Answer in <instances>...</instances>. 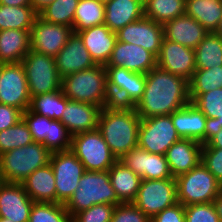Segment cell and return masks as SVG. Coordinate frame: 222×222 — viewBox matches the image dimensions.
I'll return each instance as SVG.
<instances>
[{
	"mask_svg": "<svg viewBox=\"0 0 222 222\" xmlns=\"http://www.w3.org/2000/svg\"><path fill=\"white\" fill-rule=\"evenodd\" d=\"M190 102L189 81L156 66L146 74L143 96L134 108L146 119L170 115Z\"/></svg>",
	"mask_w": 222,
	"mask_h": 222,
	"instance_id": "cell-1",
	"label": "cell"
},
{
	"mask_svg": "<svg viewBox=\"0 0 222 222\" xmlns=\"http://www.w3.org/2000/svg\"><path fill=\"white\" fill-rule=\"evenodd\" d=\"M140 122L133 106L110 104L101 109L97 129L117 160L138 146Z\"/></svg>",
	"mask_w": 222,
	"mask_h": 222,
	"instance_id": "cell-2",
	"label": "cell"
},
{
	"mask_svg": "<svg viewBox=\"0 0 222 222\" xmlns=\"http://www.w3.org/2000/svg\"><path fill=\"white\" fill-rule=\"evenodd\" d=\"M61 90L69 100L90 103L101 108L112 104L104 65L97 64L90 69L65 76L62 78Z\"/></svg>",
	"mask_w": 222,
	"mask_h": 222,
	"instance_id": "cell-3",
	"label": "cell"
},
{
	"mask_svg": "<svg viewBox=\"0 0 222 222\" xmlns=\"http://www.w3.org/2000/svg\"><path fill=\"white\" fill-rule=\"evenodd\" d=\"M122 203L112 187L108 171H85L79 186L64 204L71 218L96 204Z\"/></svg>",
	"mask_w": 222,
	"mask_h": 222,
	"instance_id": "cell-4",
	"label": "cell"
},
{
	"mask_svg": "<svg viewBox=\"0 0 222 222\" xmlns=\"http://www.w3.org/2000/svg\"><path fill=\"white\" fill-rule=\"evenodd\" d=\"M51 154L42 143L35 141L3 153L0 155L3 181L21 183L36 169L47 166Z\"/></svg>",
	"mask_w": 222,
	"mask_h": 222,
	"instance_id": "cell-5",
	"label": "cell"
},
{
	"mask_svg": "<svg viewBox=\"0 0 222 222\" xmlns=\"http://www.w3.org/2000/svg\"><path fill=\"white\" fill-rule=\"evenodd\" d=\"M175 180L177 201L184 206L212 203L222 192V184L202 162L189 172L179 175Z\"/></svg>",
	"mask_w": 222,
	"mask_h": 222,
	"instance_id": "cell-6",
	"label": "cell"
},
{
	"mask_svg": "<svg viewBox=\"0 0 222 222\" xmlns=\"http://www.w3.org/2000/svg\"><path fill=\"white\" fill-rule=\"evenodd\" d=\"M71 151L85 171H108L118 161L98 129L72 136Z\"/></svg>",
	"mask_w": 222,
	"mask_h": 222,
	"instance_id": "cell-7",
	"label": "cell"
},
{
	"mask_svg": "<svg viewBox=\"0 0 222 222\" xmlns=\"http://www.w3.org/2000/svg\"><path fill=\"white\" fill-rule=\"evenodd\" d=\"M24 66L31 98L61 90L62 78L55 58L30 50L21 61Z\"/></svg>",
	"mask_w": 222,
	"mask_h": 222,
	"instance_id": "cell-8",
	"label": "cell"
},
{
	"mask_svg": "<svg viewBox=\"0 0 222 222\" xmlns=\"http://www.w3.org/2000/svg\"><path fill=\"white\" fill-rule=\"evenodd\" d=\"M107 90L112 104L135 106L142 98L146 84V74L127 70L123 67L104 66Z\"/></svg>",
	"mask_w": 222,
	"mask_h": 222,
	"instance_id": "cell-9",
	"label": "cell"
},
{
	"mask_svg": "<svg viewBox=\"0 0 222 222\" xmlns=\"http://www.w3.org/2000/svg\"><path fill=\"white\" fill-rule=\"evenodd\" d=\"M22 119L31 132L33 141L42 143L51 153L71 150L72 135L60 120L32 112H23Z\"/></svg>",
	"mask_w": 222,
	"mask_h": 222,
	"instance_id": "cell-10",
	"label": "cell"
},
{
	"mask_svg": "<svg viewBox=\"0 0 222 222\" xmlns=\"http://www.w3.org/2000/svg\"><path fill=\"white\" fill-rule=\"evenodd\" d=\"M171 114L141 119L138 147L152 154L165 155L169 147L180 140Z\"/></svg>",
	"mask_w": 222,
	"mask_h": 222,
	"instance_id": "cell-11",
	"label": "cell"
},
{
	"mask_svg": "<svg viewBox=\"0 0 222 222\" xmlns=\"http://www.w3.org/2000/svg\"><path fill=\"white\" fill-rule=\"evenodd\" d=\"M133 203L150 219L177 201L175 178L142 180Z\"/></svg>",
	"mask_w": 222,
	"mask_h": 222,
	"instance_id": "cell-12",
	"label": "cell"
},
{
	"mask_svg": "<svg viewBox=\"0 0 222 222\" xmlns=\"http://www.w3.org/2000/svg\"><path fill=\"white\" fill-rule=\"evenodd\" d=\"M50 165L55 176L56 203L65 204L79 186L84 165L71 150L52 153Z\"/></svg>",
	"mask_w": 222,
	"mask_h": 222,
	"instance_id": "cell-13",
	"label": "cell"
},
{
	"mask_svg": "<svg viewBox=\"0 0 222 222\" xmlns=\"http://www.w3.org/2000/svg\"><path fill=\"white\" fill-rule=\"evenodd\" d=\"M30 103L31 96L22 63H1L0 104L13 106L24 112L30 107Z\"/></svg>",
	"mask_w": 222,
	"mask_h": 222,
	"instance_id": "cell-14",
	"label": "cell"
},
{
	"mask_svg": "<svg viewBox=\"0 0 222 222\" xmlns=\"http://www.w3.org/2000/svg\"><path fill=\"white\" fill-rule=\"evenodd\" d=\"M73 32L72 27L50 23L37 16L30 30L31 50L55 57Z\"/></svg>",
	"mask_w": 222,
	"mask_h": 222,
	"instance_id": "cell-15",
	"label": "cell"
},
{
	"mask_svg": "<svg viewBox=\"0 0 222 222\" xmlns=\"http://www.w3.org/2000/svg\"><path fill=\"white\" fill-rule=\"evenodd\" d=\"M157 66L190 81L196 70L194 49L163 38Z\"/></svg>",
	"mask_w": 222,
	"mask_h": 222,
	"instance_id": "cell-16",
	"label": "cell"
},
{
	"mask_svg": "<svg viewBox=\"0 0 222 222\" xmlns=\"http://www.w3.org/2000/svg\"><path fill=\"white\" fill-rule=\"evenodd\" d=\"M118 161L139 175L142 180L173 178L165 155L152 154L138 146L126 152Z\"/></svg>",
	"mask_w": 222,
	"mask_h": 222,
	"instance_id": "cell-17",
	"label": "cell"
},
{
	"mask_svg": "<svg viewBox=\"0 0 222 222\" xmlns=\"http://www.w3.org/2000/svg\"><path fill=\"white\" fill-rule=\"evenodd\" d=\"M116 33L118 41L139 45L157 57L164 38V27L152 19L143 17L127 24Z\"/></svg>",
	"mask_w": 222,
	"mask_h": 222,
	"instance_id": "cell-18",
	"label": "cell"
},
{
	"mask_svg": "<svg viewBox=\"0 0 222 222\" xmlns=\"http://www.w3.org/2000/svg\"><path fill=\"white\" fill-rule=\"evenodd\" d=\"M104 66L123 67L133 72L147 74L157 66V57L139 45L117 40L111 57Z\"/></svg>",
	"mask_w": 222,
	"mask_h": 222,
	"instance_id": "cell-19",
	"label": "cell"
},
{
	"mask_svg": "<svg viewBox=\"0 0 222 222\" xmlns=\"http://www.w3.org/2000/svg\"><path fill=\"white\" fill-rule=\"evenodd\" d=\"M33 203L22 183L4 182L0 186V217L14 222H29Z\"/></svg>",
	"mask_w": 222,
	"mask_h": 222,
	"instance_id": "cell-20",
	"label": "cell"
},
{
	"mask_svg": "<svg viewBox=\"0 0 222 222\" xmlns=\"http://www.w3.org/2000/svg\"><path fill=\"white\" fill-rule=\"evenodd\" d=\"M171 119L175 129L183 139H193L204 144L210 134L208 118L191 102L174 111Z\"/></svg>",
	"mask_w": 222,
	"mask_h": 222,
	"instance_id": "cell-21",
	"label": "cell"
},
{
	"mask_svg": "<svg viewBox=\"0 0 222 222\" xmlns=\"http://www.w3.org/2000/svg\"><path fill=\"white\" fill-rule=\"evenodd\" d=\"M54 58L61 78L97 65L91 58L80 36L75 32Z\"/></svg>",
	"mask_w": 222,
	"mask_h": 222,
	"instance_id": "cell-22",
	"label": "cell"
},
{
	"mask_svg": "<svg viewBox=\"0 0 222 222\" xmlns=\"http://www.w3.org/2000/svg\"><path fill=\"white\" fill-rule=\"evenodd\" d=\"M101 109L100 106L90 103L68 100L60 121L72 136L92 131L98 127Z\"/></svg>",
	"mask_w": 222,
	"mask_h": 222,
	"instance_id": "cell-23",
	"label": "cell"
},
{
	"mask_svg": "<svg viewBox=\"0 0 222 222\" xmlns=\"http://www.w3.org/2000/svg\"><path fill=\"white\" fill-rule=\"evenodd\" d=\"M202 145L193 139L181 138L169 147L165 158L173 178L189 172L201 162Z\"/></svg>",
	"mask_w": 222,
	"mask_h": 222,
	"instance_id": "cell-24",
	"label": "cell"
},
{
	"mask_svg": "<svg viewBox=\"0 0 222 222\" xmlns=\"http://www.w3.org/2000/svg\"><path fill=\"white\" fill-rule=\"evenodd\" d=\"M77 33L96 64L106 65L117 42V33L105 24L92 26Z\"/></svg>",
	"mask_w": 222,
	"mask_h": 222,
	"instance_id": "cell-25",
	"label": "cell"
},
{
	"mask_svg": "<svg viewBox=\"0 0 222 222\" xmlns=\"http://www.w3.org/2000/svg\"><path fill=\"white\" fill-rule=\"evenodd\" d=\"M164 38L180 45L195 49L208 31L186 13L167 21L164 25Z\"/></svg>",
	"mask_w": 222,
	"mask_h": 222,
	"instance_id": "cell-26",
	"label": "cell"
},
{
	"mask_svg": "<svg viewBox=\"0 0 222 222\" xmlns=\"http://www.w3.org/2000/svg\"><path fill=\"white\" fill-rule=\"evenodd\" d=\"M104 6V24L112 32H118L127 24L144 17L143 0H110Z\"/></svg>",
	"mask_w": 222,
	"mask_h": 222,
	"instance_id": "cell-27",
	"label": "cell"
},
{
	"mask_svg": "<svg viewBox=\"0 0 222 222\" xmlns=\"http://www.w3.org/2000/svg\"><path fill=\"white\" fill-rule=\"evenodd\" d=\"M21 183L34 202L56 203L55 176L50 163L36 169Z\"/></svg>",
	"mask_w": 222,
	"mask_h": 222,
	"instance_id": "cell-28",
	"label": "cell"
},
{
	"mask_svg": "<svg viewBox=\"0 0 222 222\" xmlns=\"http://www.w3.org/2000/svg\"><path fill=\"white\" fill-rule=\"evenodd\" d=\"M30 50V30L0 31V63H19Z\"/></svg>",
	"mask_w": 222,
	"mask_h": 222,
	"instance_id": "cell-29",
	"label": "cell"
},
{
	"mask_svg": "<svg viewBox=\"0 0 222 222\" xmlns=\"http://www.w3.org/2000/svg\"><path fill=\"white\" fill-rule=\"evenodd\" d=\"M108 173L118 199L122 203L133 202L137 197L142 178L120 161L110 167Z\"/></svg>",
	"mask_w": 222,
	"mask_h": 222,
	"instance_id": "cell-30",
	"label": "cell"
},
{
	"mask_svg": "<svg viewBox=\"0 0 222 222\" xmlns=\"http://www.w3.org/2000/svg\"><path fill=\"white\" fill-rule=\"evenodd\" d=\"M185 13L208 32H215L222 18V0H185Z\"/></svg>",
	"mask_w": 222,
	"mask_h": 222,
	"instance_id": "cell-31",
	"label": "cell"
},
{
	"mask_svg": "<svg viewBox=\"0 0 222 222\" xmlns=\"http://www.w3.org/2000/svg\"><path fill=\"white\" fill-rule=\"evenodd\" d=\"M196 69L222 66V39L215 32H208L194 49Z\"/></svg>",
	"mask_w": 222,
	"mask_h": 222,
	"instance_id": "cell-32",
	"label": "cell"
},
{
	"mask_svg": "<svg viewBox=\"0 0 222 222\" xmlns=\"http://www.w3.org/2000/svg\"><path fill=\"white\" fill-rule=\"evenodd\" d=\"M38 13L32 6L0 4V31L7 29L31 30Z\"/></svg>",
	"mask_w": 222,
	"mask_h": 222,
	"instance_id": "cell-33",
	"label": "cell"
},
{
	"mask_svg": "<svg viewBox=\"0 0 222 222\" xmlns=\"http://www.w3.org/2000/svg\"><path fill=\"white\" fill-rule=\"evenodd\" d=\"M144 17L164 25L185 14V0H143Z\"/></svg>",
	"mask_w": 222,
	"mask_h": 222,
	"instance_id": "cell-34",
	"label": "cell"
},
{
	"mask_svg": "<svg viewBox=\"0 0 222 222\" xmlns=\"http://www.w3.org/2000/svg\"><path fill=\"white\" fill-rule=\"evenodd\" d=\"M104 21L105 6L103 3L97 0H79L73 20L74 32L102 25Z\"/></svg>",
	"mask_w": 222,
	"mask_h": 222,
	"instance_id": "cell-35",
	"label": "cell"
},
{
	"mask_svg": "<svg viewBox=\"0 0 222 222\" xmlns=\"http://www.w3.org/2000/svg\"><path fill=\"white\" fill-rule=\"evenodd\" d=\"M68 100L62 90L36 95L31 98L29 109L38 115L61 120Z\"/></svg>",
	"mask_w": 222,
	"mask_h": 222,
	"instance_id": "cell-36",
	"label": "cell"
},
{
	"mask_svg": "<svg viewBox=\"0 0 222 222\" xmlns=\"http://www.w3.org/2000/svg\"><path fill=\"white\" fill-rule=\"evenodd\" d=\"M79 0H55L38 13L44 21L73 28V20Z\"/></svg>",
	"mask_w": 222,
	"mask_h": 222,
	"instance_id": "cell-37",
	"label": "cell"
},
{
	"mask_svg": "<svg viewBox=\"0 0 222 222\" xmlns=\"http://www.w3.org/2000/svg\"><path fill=\"white\" fill-rule=\"evenodd\" d=\"M217 88H222V66L196 69L189 81V95H201Z\"/></svg>",
	"mask_w": 222,
	"mask_h": 222,
	"instance_id": "cell-38",
	"label": "cell"
},
{
	"mask_svg": "<svg viewBox=\"0 0 222 222\" xmlns=\"http://www.w3.org/2000/svg\"><path fill=\"white\" fill-rule=\"evenodd\" d=\"M33 142L27 124L21 119L14 126L0 131V155Z\"/></svg>",
	"mask_w": 222,
	"mask_h": 222,
	"instance_id": "cell-39",
	"label": "cell"
},
{
	"mask_svg": "<svg viewBox=\"0 0 222 222\" xmlns=\"http://www.w3.org/2000/svg\"><path fill=\"white\" fill-rule=\"evenodd\" d=\"M29 222H71V216L62 203L34 202Z\"/></svg>",
	"mask_w": 222,
	"mask_h": 222,
	"instance_id": "cell-40",
	"label": "cell"
},
{
	"mask_svg": "<svg viewBox=\"0 0 222 222\" xmlns=\"http://www.w3.org/2000/svg\"><path fill=\"white\" fill-rule=\"evenodd\" d=\"M189 97L191 103L208 118L209 122L222 116V88Z\"/></svg>",
	"mask_w": 222,
	"mask_h": 222,
	"instance_id": "cell-41",
	"label": "cell"
},
{
	"mask_svg": "<svg viewBox=\"0 0 222 222\" xmlns=\"http://www.w3.org/2000/svg\"><path fill=\"white\" fill-rule=\"evenodd\" d=\"M116 205L96 204L71 218V222H111Z\"/></svg>",
	"mask_w": 222,
	"mask_h": 222,
	"instance_id": "cell-42",
	"label": "cell"
},
{
	"mask_svg": "<svg viewBox=\"0 0 222 222\" xmlns=\"http://www.w3.org/2000/svg\"><path fill=\"white\" fill-rule=\"evenodd\" d=\"M185 222H221L212 203L184 206Z\"/></svg>",
	"mask_w": 222,
	"mask_h": 222,
	"instance_id": "cell-43",
	"label": "cell"
},
{
	"mask_svg": "<svg viewBox=\"0 0 222 222\" xmlns=\"http://www.w3.org/2000/svg\"><path fill=\"white\" fill-rule=\"evenodd\" d=\"M111 222H151V219L133 202H127L115 206Z\"/></svg>",
	"mask_w": 222,
	"mask_h": 222,
	"instance_id": "cell-44",
	"label": "cell"
},
{
	"mask_svg": "<svg viewBox=\"0 0 222 222\" xmlns=\"http://www.w3.org/2000/svg\"><path fill=\"white\" fill-rule=\"evenodd\" d=\"M201 162L222 184V149L202 148Z\"/></svg>",
	"mask_w": 222,
	"mask_h": 222,
	"instance_id": "cell-45",
	"label": "cell"
},
{
	"mask_svg": "<svg viewBox=\"0 0 222 222\" xmlns=\"http://www.w3.org/2000/svg\"><path fill=\"white\" fill-rule=\"evenodd\" d=\"M151 222H185L184 205L176 203L175 205L164 209L156 214Z\"/></svg>",
	"mask_w": 222,
	"mask_h": 222,
	"instance_id": "cell-46",
	"label": "cell"
},
{
	"mask_svg": "<svg viewBox=\"0 0 222 222\" xmlns=\"http://www.w3.org/2000/svg\"><path fill=\"white\" fill-rule=\"evenodd\" d=\"M23 112L13 106L0 104V131L8 129L22 119Z\"/></svg>",
	"mask_w": 222,
	"mask_h": 222,
	"instance_id": "cell-47",
	"label": "cell"
},
{
	"mask_svg": "<svg viewBox=\"0 0 222 222\" xmlns=\"http://www.w3.org/2000/svg\"><path fill=\"white\" fill-rule=\"evenodd\" d=\"M202 148H220L222 149V129H210L207 141Z\"/></svg>",
	"mask_w": 222,
	"mask_h": 222,
	"instance_id": "cell-48",
	"label": "cell"
},
{
	"mask_svg": "<svg viewBox=\"0 0 222 222\" xmlns=\"http://www.w3.org/2000/svg\"><path fill=\"white\" fill-rule=\"evenodd\" d=\"M0 4L8 6H32V0H0Z\"/></svg>",
	"mask_w": 222,
	"mask_h": 222,
	"instance_id": "cell-49",
	"label": "cell"
},
{
	"mask_svg": "<svg viewBox=\"0 0 222 222\" xmlns=\"http://www.w3.org/2000/svg\"><path fill=\"white\" fill-rule=\"evenodd\" d=\"M55 0H32V7L34 10L39 13L41 10H43L46 6L51 4Z\"/></svg>",
	"mask_w": 222,
	"mask_h": 222,
	"instance_id": "cell-50",
	"label": "cell"
},
{
	"mask_svg": "<svg viewBox=\"0 0 222 222\" xmlns=\"http://www.w3.org/2000/svg\"><path fill=\"white\" fill-rule=\"evenodd\" d=\"M213 205L215 207L216 214L222 222V192L214 199Z\"/></svg>",
	"mask_w": 222,
	"mask_h": 222,
	"instance_id": "cell-51",
	"label": "cell"
},
{
	"mask_svg": "<svg viewBox=\"0 0 222 222\" xmlns=\"http://www.w3.org/2000/svg\"><path fill=\"white\" fill-rule=\"evenodd\" d=\"M209 123L210 129H222V116H220V118L211 120Z\"/></svg>",
	"mask_w": 222,
	"mask_h": 222,
	"instance_id": "cell-52",
	"label": "cell"
},
{
	"mask_svg": "<svg viewBox=\"0 0 222 222\" xmlns=\"http://www.w3.org/2000/svg\"><path fill=\"white\" fill-rule=\"evenodd\" d=\"M215 33H216L218 36H220L221 39H222V18H221L219 27H218V29L215 31Z\"/></svg>",
	"mask_w": 222,
	"mask_h": 222,
	"instance_id": "cell-53",
	"label": "cell"
},
{
	"mask_svg": "<svg viewBox=\"0 0 222 222\" xmlns=\"http://www.w3.org/2000/svg\"><path fill=\"white\" fill-rule=\"evenodd\" d=\"M0 222H14V221H12L11 219L0 217Z\"/></svg>",
	"mask_w": 222,
	"mask_h": 222,
	"instance_id": "cell-54",
	"label": "cell"
},
{
	"mask_svg": "<svg viewBox=\"0 0 222 222\" xmlns=\"http://www.w3.org/2000/svg\"><path fill=\"white\" fill-rule=\"evenodd\" d=\"M4 183L2 174H1V167H0V186Z\"/></svg>",
	"mask_w": 222,
	"mask_h": 222,
	"instance_id": "cell-55",
	"label": "cell"
},
{
	"mask_svg": "<svg viewBox=\"0 0 222 222\" xmlns=\"http://www.w3.org/2000/svg\"><path fill=\"white\" fill-rule=\"evenodd\" d=\"M97 1H100L101 3L105 4V3L109 2L110 0H97Z\"/></svg>",
	"mask_w": 222,
	"mask_h": 222,
	"instance_id": "cell-56",
	"label": "cell"
}]
</instances>
